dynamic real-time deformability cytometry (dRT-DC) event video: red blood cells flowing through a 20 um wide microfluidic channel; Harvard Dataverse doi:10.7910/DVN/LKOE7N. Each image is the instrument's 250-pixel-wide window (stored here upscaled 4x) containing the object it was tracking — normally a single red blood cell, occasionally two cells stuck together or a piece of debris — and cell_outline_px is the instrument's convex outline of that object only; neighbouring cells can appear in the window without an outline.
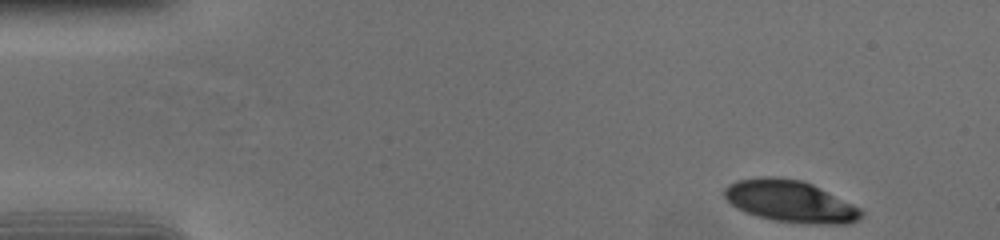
{"species": "human", "species_latin": "Homo sapiens", "temperature_condition": "cold", "stored_images_in_passage": 51, "camera_frame_rate_fps": 3000, "um_per_image_px": 0.085, "donor": {"sex": "female"}, "frame": {"image": 1, "passage_image": 1, "time_ms": 0.0, "image_size_px": [1000, 240], "cell_outline_px": [[864, 216], [860, 220], [848, 224], [804, 224], [772, 220], [756, 216], [744, 212], [736, 208], [724, 196], [724, 188], [728, 184], [736, 180], [760, 176], [772, 176], [800, 180], [812, 184], [860, 208], [864, 212]], "centroid_in_image_um": [67.17, 17.12], "position_along_channel_um": 17.8, "area_um2": 33.64}}
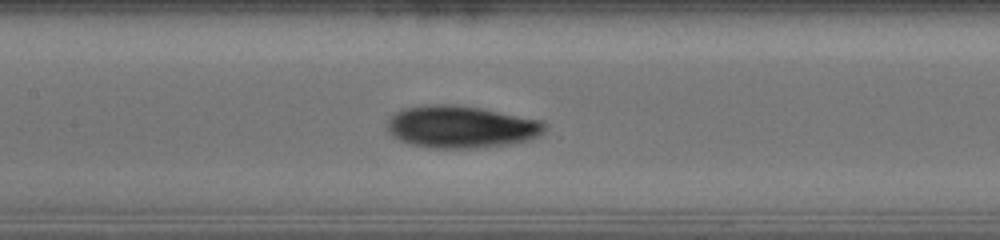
{"frame": {"image": 2, "passage_image": 22, "time_ms": 7.0, "image_size_px": [1000, 240], "cell_outline_px": [[548, 128], [540, 136], [532, 140], [512, 144], [476, 148], [428, 148], [408, 144], [392, 136], [384, 128], [384, 124], [388, 116], [400, 108], [424, 104], [452, 104], [480, 108], [544, 120], [548, 124]], "centroid_in_image_um": [39.17, 10.78], "position_along_channel_um": 168.2, "area_um2": 40.06}}
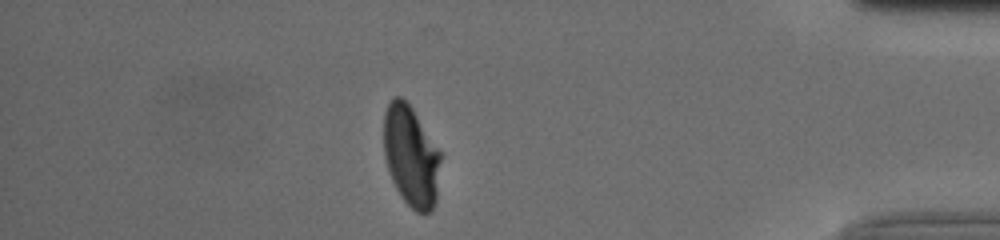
{"frame": {"image": 3, "passage_image": 44, "time_ms": 14.333, "image_size_px": [1000, 240], "cell_outline_px": [[440, 160], [436, 200], [432, 208], [428, 212], [416, 212], [400, 196], [392, 180], [384, 156], [384, 112], [388, 104], [396, 96], [400, 96], [412, 108], [440, 152]], "centroid_in_image_um": [34.91, 13.27], "position_along_channel_um": 400.3, "area_um2": 32.89}, "authors_computed_cell_mechanics": {"area_um2": 35.4314, "velocity_mm_per_s": 3.7048, "shape_relaxation_time_tau1_ms": 5.2081, "shape_relaxation_time_tau2_ms": 3.0746, "deformation_change_tau1": 0.1608, "deformation_change_tau2": 0.0658}}